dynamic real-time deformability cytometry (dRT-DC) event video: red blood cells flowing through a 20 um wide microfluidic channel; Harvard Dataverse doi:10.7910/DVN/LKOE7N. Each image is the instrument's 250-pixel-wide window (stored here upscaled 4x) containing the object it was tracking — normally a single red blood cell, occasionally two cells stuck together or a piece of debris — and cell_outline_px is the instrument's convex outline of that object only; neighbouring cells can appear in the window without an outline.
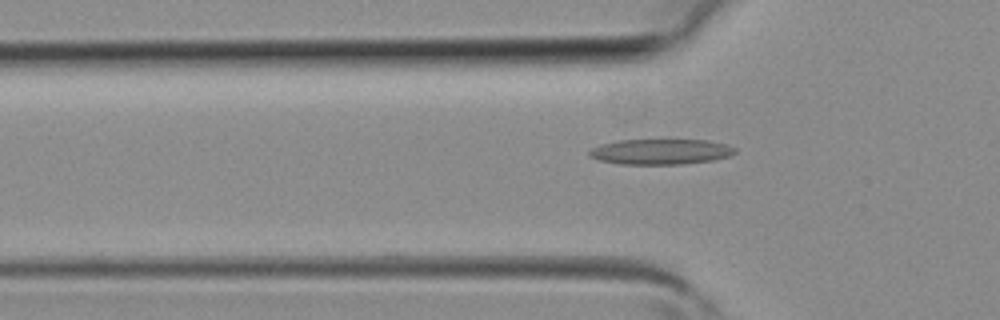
{"species": "common noctule bat (a hibernating species)", "species_latin": "Nyctalus noctula", "temperature_condition": "room temperature", "stored_images_in_passage": 3, "camera_frame_rate_fps": 3000, "um_per_image_px": 0.085, "animal": {"sex": "female", "body_mass_g": 19.3, "forearm_length_mm": 54.1}, "frame": {"image": 1, "passage_image": 2, "time_ms": 0.333, "image_size_px": [1000, 320], "cell_outline_px": [[736, 152], [728, 156], [712, 160], [684, 164], [620, 164], [600, 160], [588, 156], [588, 152], [592, 148], [600, 144], [616, 140], [708, 140], [724, 144], [736, 148]], "centroid_in_image_um": [56.12, 12.89], "position_along_channel_um": 69.7, "area_um2": 21.56}}